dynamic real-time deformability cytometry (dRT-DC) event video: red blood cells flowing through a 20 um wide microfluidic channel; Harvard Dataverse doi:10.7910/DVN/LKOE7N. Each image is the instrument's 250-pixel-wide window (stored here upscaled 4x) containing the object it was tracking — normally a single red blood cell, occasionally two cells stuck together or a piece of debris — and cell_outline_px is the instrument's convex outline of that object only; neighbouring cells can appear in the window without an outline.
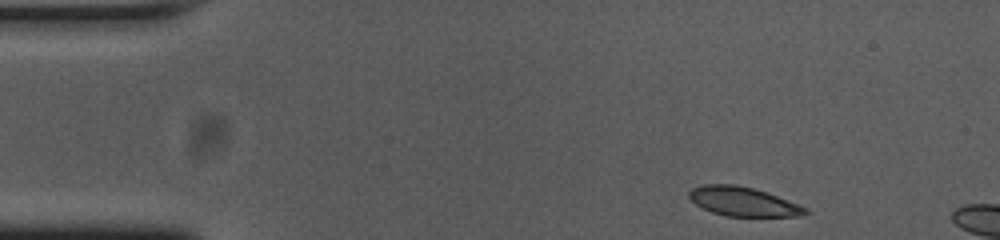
{"species": "common noctule bat (a hibernating species)", "species_latin": "Nyctalus noctula", "temperature_condition": "cold", "stored_images_in_passage": 5, "camera_frame_rate_fps": 3000, "um_per_image_px": 0.085, "animal": {"sex": "female", "body_mass_g": 23.0, "forearm_length_mm": 53.4}, "frame": {"image": 1, "passage_image": 1, "time_ms": 0.0, "image_size_px": [1000, 240], "cell_outline_px": [[812, 212], [804, 216], [728, 216], [712, 212], [696, 204], [688, 196], [688, 192], [692, 188], [704, 184], [736, 184], [752, 188], [776, 196], [808, 208]], "centroid_in_image_um": [63.18, 17.14], "position_along_channel_um": 21.8, "area_um2": 19.59}}